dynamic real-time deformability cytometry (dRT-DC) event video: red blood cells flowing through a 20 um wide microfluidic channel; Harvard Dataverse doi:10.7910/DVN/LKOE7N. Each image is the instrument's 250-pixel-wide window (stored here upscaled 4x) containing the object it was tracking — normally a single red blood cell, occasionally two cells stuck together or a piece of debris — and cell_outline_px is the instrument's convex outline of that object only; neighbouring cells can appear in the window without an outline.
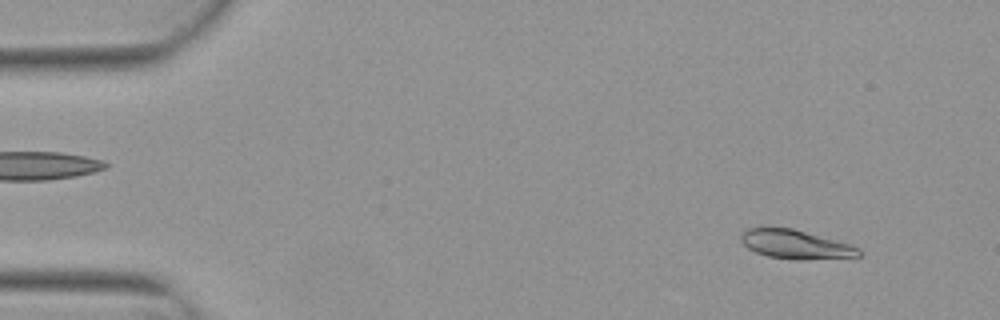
{"species": "Egyptian fruit bat (a non-hibernating species)", "species_latin": "Rousettus aegyptiacus", "temperature_condition": "warm", "stored_images_in_passage": 19, "camera_frame_rate_fps": 3000, "um_per_image_px": 0.085, "animal": {"sex": "female"}, "frame": {"image": 1, "passage_image": 2, "time_ms": 0.333, "image_size_px": [1000, 320], "cell_outline_px": [[860, 256], [804, 260], [792, 260], [768, 256], [756, 252], [748, 248], [740, 240], [740, 236], [744, 228], [792, 228], [848, 244], [860, 248]], "centroid_in_image_um": [67.58, 20.78], "position_along_channel_um": 17.4, "area_um2": 19.65}}
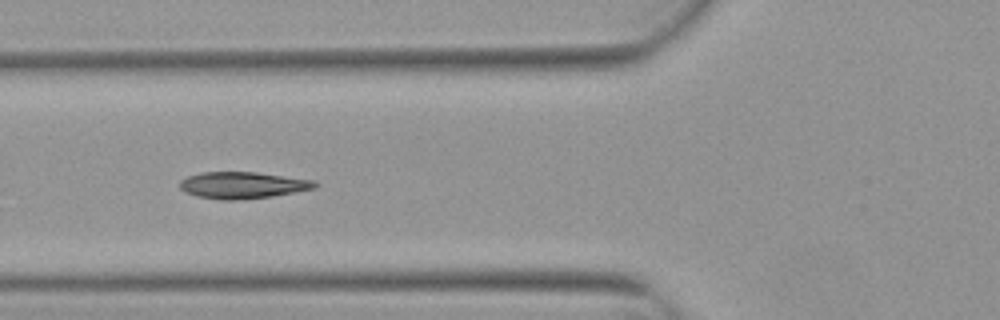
{"frame": {"image": 2, "passage_image": 17, "time_ms": 5.333, "image_size_px": [1000, 320], "cell_outline_px": [[320, 184], [316, 188], [272, 196], [240, 200], [220, 200], [196, 196], [184, 192], [180, 188], [180, 180], [188, 176], [204, 172], [256, 172], [316, 180]], "centroid_in_image_um": [20.65, 15.74], "position_along_channel_um": 105.2, "area_um2": 21.15}}
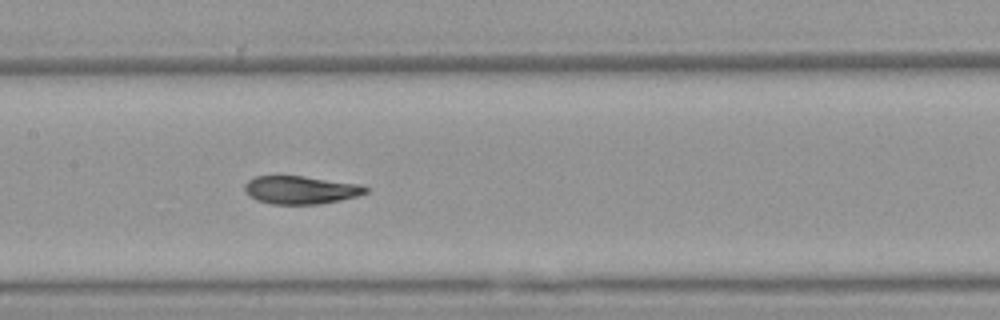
{"frame": {"image": 3, "passage_image": 19, "time_ms": 6.0, "image_size_px": [1000, 320], "cell_outline_px": [[368, 192], [356, 196], [340, 200], [316, 204], [272, 204], [256, 200], [248, 196], [244, 192], [244, 184], [248, 180], [256, 176], [304, 176], [360, 184], [368, 188]], "centroid_in_image_um": [25.52, 16.14], "position_along_channel_um": 181.9, "area_um2": 19.83}}